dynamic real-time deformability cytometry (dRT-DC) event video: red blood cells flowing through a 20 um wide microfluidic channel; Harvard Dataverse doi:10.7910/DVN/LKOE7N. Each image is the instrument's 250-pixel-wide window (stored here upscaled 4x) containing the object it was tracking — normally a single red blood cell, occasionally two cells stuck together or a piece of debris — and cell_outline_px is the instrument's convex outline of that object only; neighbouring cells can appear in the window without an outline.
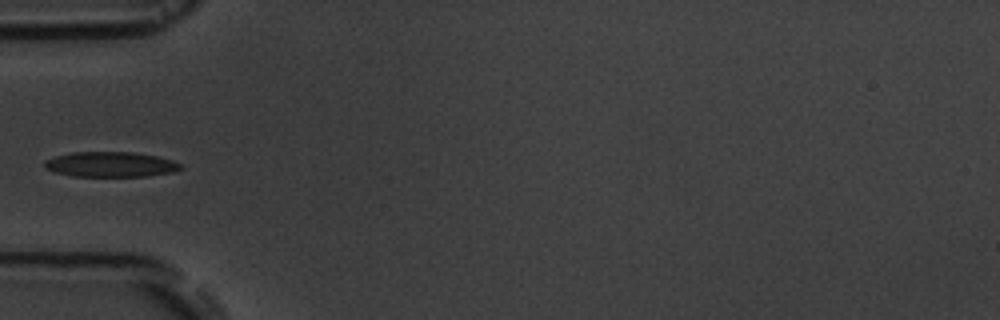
{"species": "common noctule bat (a hibernating species)", "species_latin": "Nyctalus noctula", "temperature_condition": "room temperature", "stored_images_in_passage": 6, "camera_frame_rate_fps": 3000, "um_per_image_px": 0.085, "animal": {"sex": "male", "body_mass_g": 19.5, "forearm_length_mm": 54.6}, "frame": {"image": 1, "passage_image": 6, "time_ms": 6.0, "image_size_px": [1000, 320], "cell_outline_px": [[184, 168], [172, 172], [148, 176], [72, 176], [56, 172], [44, 168], [44, 160], [56, 156], [72, 152], [132, 152], [156, 156], [172, 160], [184, 164]], "centroid_in_image_um": [9.43, 13.97], "position_along_channel_um": 75.6, "area_um2": 20.0}}